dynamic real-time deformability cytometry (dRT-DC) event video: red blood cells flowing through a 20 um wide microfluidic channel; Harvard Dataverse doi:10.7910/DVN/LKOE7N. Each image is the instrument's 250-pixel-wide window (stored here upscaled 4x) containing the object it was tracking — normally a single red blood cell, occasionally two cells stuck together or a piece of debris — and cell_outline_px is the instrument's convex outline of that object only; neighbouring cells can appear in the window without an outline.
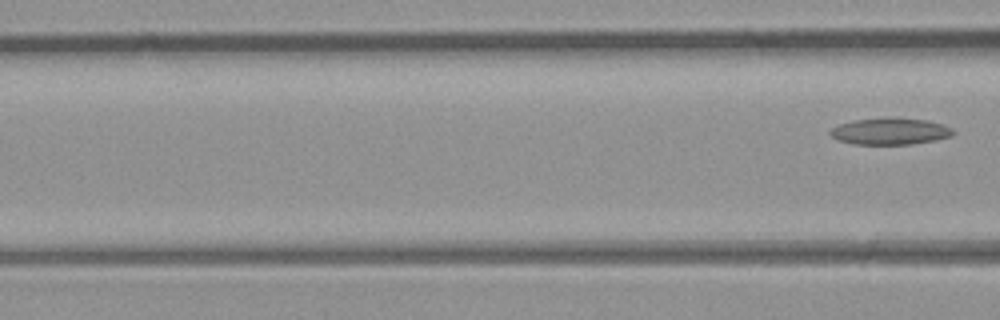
{"species": "common noctule bat (a hibernating species)", "species_latin": "Nyctalus noctula", "temperature_condition": "room temperature", "stored_images_in_passage": 8, "segment_of_instrument_passage": [2, 2], "camera_frame_rate_fps": 3000, "um_per_image_px": 0.085, "animal": {"sex": "male", "body_mass_g": 23.1, "forearm_length_mm": 52.7}, "frame": {"image": 1, "passage_image": 8, "time_ms": 2.333, "image_size_px": [1000, 320], "cell_outline_px": [[956, 132], [952, 136], [936, 140], [912, 144], [852, 144], [840, 140], [832, 136], [828, 132], [832, 128], [840, 124], [852, 120], [928, 120], [944, 124], [952, 128]], "centroid_in_image_um": [75.71, 11.2], "position_along_channel_um": 90.9, "area_um2": 18.38}}